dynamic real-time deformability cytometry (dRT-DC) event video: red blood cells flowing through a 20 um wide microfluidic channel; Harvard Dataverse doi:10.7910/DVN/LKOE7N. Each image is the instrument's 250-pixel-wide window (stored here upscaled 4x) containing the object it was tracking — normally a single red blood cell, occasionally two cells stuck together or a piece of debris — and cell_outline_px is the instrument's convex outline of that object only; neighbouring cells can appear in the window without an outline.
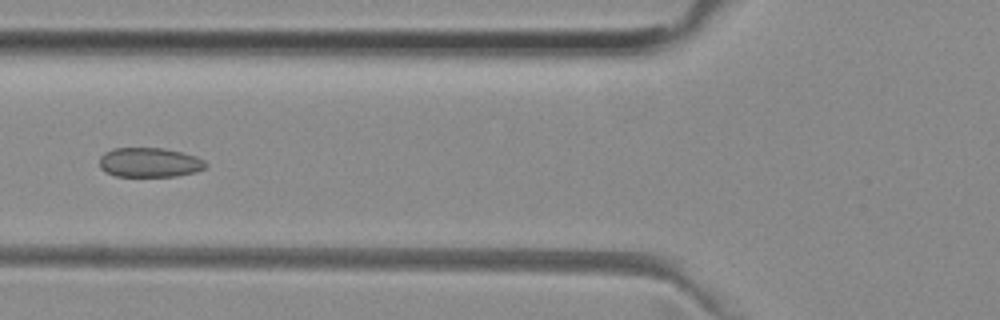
{"species": "common noctule bat (a hibernating species)", "species_latin": "Nyctalus noctula", "temperature_condition": "room temperature", "stored_images_in_passage": 27, "camera_frame_rate_fps": 3000, "um_per_image_px": 0.085, "animal": {"sex": "female", "body_mass_g": 29.2, "forearm_length_mm": 56.3}, "frame": {"image": 1, "passage_image": 19, "time_ms": 6.0, "image_size_px": [1000, 320], "cell_outline_px": [[208, 164], [204, 168], [196, 172], [176, 176], [116, 176], [104, 172], [100, 168], [100, 156], [104, 152], [112, 148], [164, 148], [196, 156], [204, 160]], "centroid_in_image_um": [12.69, 13.81], "position_along_channel_um": 113.1, "area_um2": 18.38}}
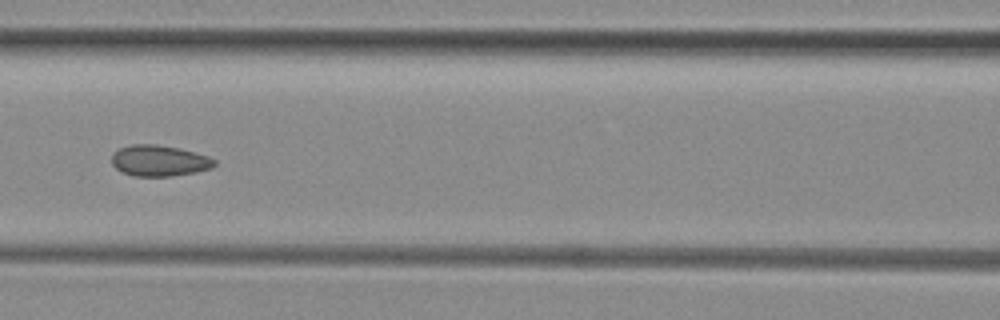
{"frame": {"image": 2, "passage_image": 22, "time_ms": 7.0, "image_size_px": [1000, 320], "cell_outline_px": [[216, 164], [212, 168], [196, 172], [172, 176], [132, 176], [120, 172], [112, 164], [112, 156], [120, 148], [132, 144], [156, 144], [180, 148], [208, 156], [216, 160]], "centroid_in_image_um": [13.55, 13.66], "position_along_channel_um": 153.1, "area_um2": 18.67}}